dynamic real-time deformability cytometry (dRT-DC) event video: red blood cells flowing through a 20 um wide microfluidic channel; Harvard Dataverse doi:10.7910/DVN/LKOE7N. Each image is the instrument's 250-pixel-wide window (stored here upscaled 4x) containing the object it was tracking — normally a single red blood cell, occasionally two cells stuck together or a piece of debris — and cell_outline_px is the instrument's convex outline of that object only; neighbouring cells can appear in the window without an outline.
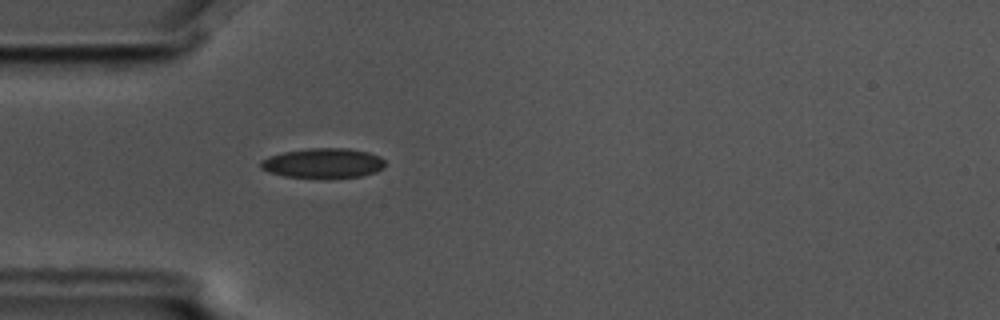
{"species": "common noctule bat (a hibernating species)", "species_latin": "Nyctalus noctula", "temperature_condition": "cold", "stored_images_in_passage": 4, "camera_frame_rate_fps": 3000, "um_per_image_px": 0.085, "animal": {"sex": "male", "body_mass_g": 17.5, "forearm_length_mm": 52.3}, "frame": {"image": 1, "passage_image": 4, "time_ms": 1.0, "image_size_px": [1000, 320], "cell_outline_px": [[384, 168], [376, 172], [360, 176], [324, 180], [284, 176], [268, 172], [260, 168], [260, 160], [268, 156], [284, 152], [308, 148], [348, 148], [368, 152], [380, 156], [384, 160]], "centroid_in_image_um": [27.45, 13.89], "position_along_channel_um": 57.5, "area_um2": 22.31}}